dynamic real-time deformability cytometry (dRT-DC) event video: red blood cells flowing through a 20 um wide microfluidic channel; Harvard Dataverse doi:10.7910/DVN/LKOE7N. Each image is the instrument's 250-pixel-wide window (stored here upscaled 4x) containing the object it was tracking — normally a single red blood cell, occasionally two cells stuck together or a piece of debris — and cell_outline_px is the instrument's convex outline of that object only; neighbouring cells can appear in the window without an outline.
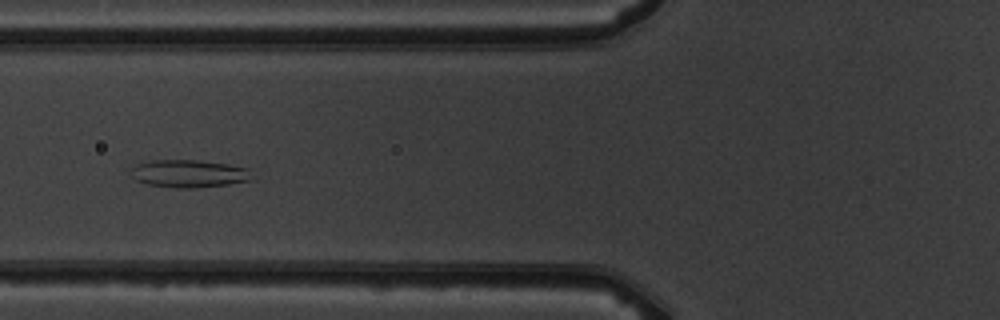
{"species": "common noctule bat (a hibernating species)", "species_latin": "Nyctalus noctula", "temperature_condition": "warm", "stored_images_in_passage": 8, "camera_frame_rate_fps": 3000, "um_per_image_px": 0.085, "animal": {"sex": "male", "body_mass_g": 19.5, "forearm_length_mm": 54.6}, "frame": {"image": 1, "passage_image": 6, "time_ms": 5.667, "image_size_px": [1000, 320], "cell_outline_px": [[252, 180], [228, 184], [192, 188], [176, 188], [148, 184], [136, 180], [132, 176], [132, 168], [136, 164], [152, 160], [196, 160], [228, 164], [248, 168]], "centroid_in_image_um": [16.05, 14.75], "position_along_channel_um": 109.7, "area_um2": 19.36}}
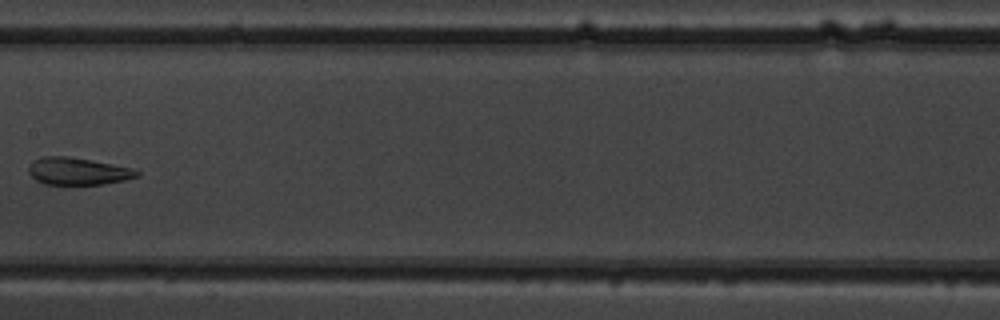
{"frame": {"image": 2, "passage_image": 8, "time_ms": 8.0, "image_size_px": [1000, 320], "cell_outline_px": [[140, 176], [124, 180], [104, 184], [44, 184], [36, 180], [28, 172], [28, 168], [32, 160], [44, 156], [68, 156], [92, 160], [132, 168], [140, 172]], "centroid_in_image_um": [6.61, 14.55], "position_along_channel_um": 200.8, "area_um2": 17.22}}